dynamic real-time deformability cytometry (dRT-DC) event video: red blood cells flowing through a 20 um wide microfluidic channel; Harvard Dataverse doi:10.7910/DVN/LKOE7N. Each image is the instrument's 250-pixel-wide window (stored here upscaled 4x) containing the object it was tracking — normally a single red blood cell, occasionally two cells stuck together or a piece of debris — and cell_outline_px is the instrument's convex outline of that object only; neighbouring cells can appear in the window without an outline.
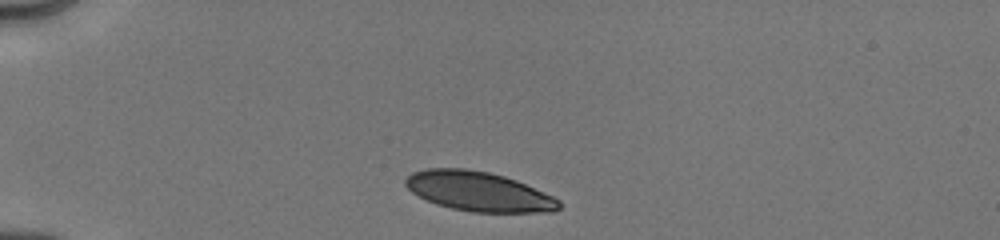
{"species": "human", "species_latin": "Homo sapiens", "temperature_condition": "cold", "stored_images_in_passage": 2, "camera_frame_rate_fps": 3000, "um_per_image_px": 0.085, "donor": {"sex": "male"}, "frame": {"image": 1, "passage_image": 1, "time_ms": 0.0, "image_size_px": [1000, 240], "cell_outline_px": [[560, 208], [552, 212], [472, 212], [452, 208], [436, 204], [412, 192], [404, 184], [404, 180], [412, 172], [428, 168], [464, 168], [488, 172], [504, 176], [516, 180], [552, 196], [560, 200]], "centroid_in_image_um": [40.67, 16.27], "position_along_channel_um": 44.3, "area_um2": 35.14}}